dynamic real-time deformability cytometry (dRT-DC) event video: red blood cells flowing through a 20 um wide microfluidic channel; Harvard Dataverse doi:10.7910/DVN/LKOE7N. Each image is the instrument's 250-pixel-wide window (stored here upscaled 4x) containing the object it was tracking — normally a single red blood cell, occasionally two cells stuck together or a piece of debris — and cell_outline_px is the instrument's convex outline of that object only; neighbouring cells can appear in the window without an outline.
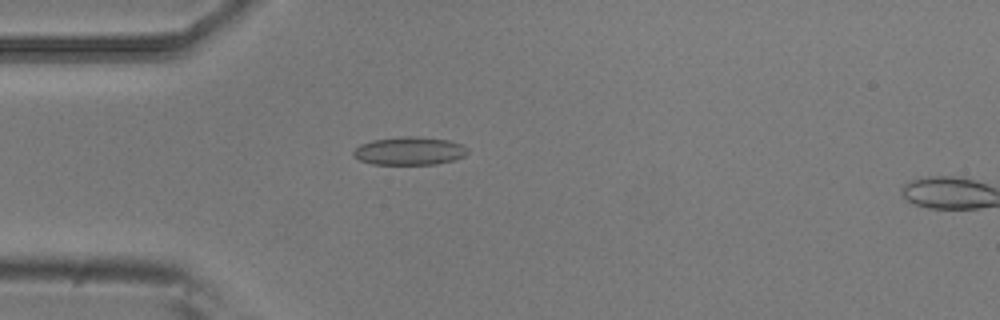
{"species": "common noctule bat (a hibernating species)", "species_latin": "Nyctalus noctula", "temperature_condition": "room temperature", "stored_images_in_passage": 5, "camera_frame_rate_fps": 3000, "um_per_image_px": 0.085, "animal": {"sex": "male", "body_mass_g": 20.5, "forearm_length_mm": 52.5}, "frame": {"image": 1, "passage_image": 4, "time_ms": 1.0, "image_size_px": [1000, 320], "cell_outline_px": [[468, 152], [464, 156], [456, 160], [436, 164], [372, 164], [360, 160], [352, 152], [360, 144], [372, 140], [400, 136], [416, 136], [448, 140], [460, 144], [468, 148]], "centroid_in_image_um": [34.82, 12.82], "position_along_channel_um": 50.2, "area_um2": 18.73}}